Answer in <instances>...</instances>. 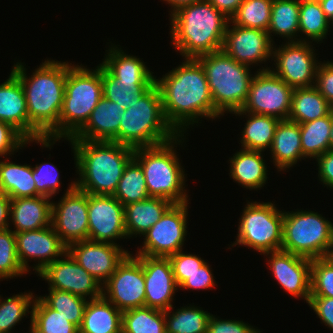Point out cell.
<instances>
[{
  "label": "cell",
  "instance_id": "55",
  "mask_svg": "<svg viewBox=\"0 0 333 333\" xmlns=\"http://www.w3.org/2000/svg\"><path fill=\"white\" fill-rule=\"evenodd\" d=\"M218 11L231 19L244 0H208Z\"/></svg>",
  "mask_w": 333,
  "mask_h": 333
},
{
  "label": "cell",
  "instance_id": "48",
  "mask_svg": "<svg viewBox=\"0 0 333 333\" xmlns=\"http://www.w3.org/2000/svg\"><path fill=\"white\" fill-rule=\"evenodd\" d=\"M177 286L179 287L189 275L200 268L205 261L193 254H185L181 251L168 257Z\"/></svg>",
  "mask_w": 333,
  "mask_h": 333
},
{
  "label": "cell",
  "instance_id": "46",
  "mask_svg": "<svg viewBox=\"0 0 333 333\" xmlns=\"http://www.w3.org/2000/svg\"><path fill=\"white\" fill-rule=\"evenodd\" d=\"M310 296L333 298V264L325 257L311 260Z\"/></svg>",
  "mask_w": 333,
  "mask_h": 333
},
{
  "label": "cell",
  "instance_id": "22",
  "mask_svg": "<svg viewBox=\"0 0 333 333\" xmlns=\"http://www.w3.org/2000/svg\"><path fill=\"white\" fill-rule=\"evenodd\" d=\"M265 255L271 256L267 265L285 292L294 297H303L308 303L311 260L283 250L268 252Z\"/></svg>",
  "mask_w": 333,
  "mask_h": 333
},
{
  "label": "cell",
  "instance_id": "3",
  "mask_svg": "<svg viewBox=\"0 0 333 333\" xmlns=\"http://www.w3.org/2000/svg\"><path fill=\"white\" fill-rule=\"evenodd\" d=\"M80 179L79 190L93 195H113L134 148L114 141L69 139Z\"/></svg>",
  "mask_w": 333,
  "mask_h": 333
},
{
  "label": "cell",
  "instance_id": "15",
  "mask_svg": "<svg viewBox=\"0 0 333 333\" xmlns=\"http://www.w3.org/2000/svg\"><path fill=\"white\" fill-rule=\"evenodd\" d=\"M51 225L66 246L88 240V194L75 181L57 205L52 203Z\"/></svg>",
  "mask_w": 333,
  "mask_h": 333
},
{
  "label": "cell",
  "instance_id": "59",
  "mask_svg": "<svg viewBox=\"0 0 333 333\" xmlns=\"http://www.w3.org/2000/svg\"><path fill=\"white\" fill-rule=\"evenodd\" d=\"M329 141H330V150L333 151V115H332V125L330 130Z\"/></svg>",
  "mask_w": 333,
  "mask_h": 333
},
{
  "label": "cell",
  "instance_id": "53",
  "mask_svg": "<svg viewBox=\"0 0 333 333\" xmlns=\"http://www.w3.org/2000/svg\"><path fill=\"white\" fill-rule=\"evenodd\" d=\"M308 304L318 315L320 320L333 331V298L310 296Z\"/></svg>",
  "mask_w": 333,
  "mask_h": 333
},
{
  "label": "cell",
  "instance_id": "45",
  "mask_svg": "<svg viewBox=\"0 0 333 333\" xmlns=\"http://www.w3.org/2000/svg\"><path fill=\"white\" fill-rule=\"evenodd\" d=\"M26 273L18 259L15 232L9 228L0 230V279Z\"/></svg>",
  "mask_w": 333,
  "mask_h": 333
},
{
  "label": "cell",
  "instance_id": "13",
  "mask_svg": "<svg viewBox=\"0 0 333 333\" xmlns=\"http://www.w3.org/2000/svg\"><path fill=\"white\" fill-rule=\"evenodd\" d=\"M102 296L121 312L145 306L143 266L130 252L102 285Z\"/></svg>",
  "mask_w": 333,
  "mask_h": 333
},
{
  "label": "cell",
  "instance_id": "12",
  "mask_svg": "<svg viewBox=\"0 0 333 333\" xmlns=\"http://www.w3.org/2000/svg\"><path fill=\"white\" fill-rule=\"evenodd\" d=\"M188 202L172 204L163 216L143 234L145 241L136 255L169 257L183 250L187 233Z\"/></svg>",
  "mask_w": 333,
  "mask_h": 333
},
{
  "label": "cell",
  "instance_id": "34",
  "mask_svg": "<svg viewBox=\"0 0 333 333\" xmlns=\"http://www.w3.org/2000/svg\"><path fill=\"white\" fill-rule=\"evenodd\" d=\"M299 125L303 160L307 157L316 159L330 150L329 136L332 125V112L322 118Z\"/></svg>",
  "mask_w": 333,
  "mask_h": 333
},
{
  "label": "cell",
  "instance_id": "54",
  "mask_svg": "<svg viewBox=\"0 0 333 333\" xmlns=\"http://www.w3.org/2000/svg\"><path fill=\"white\" fill-rule=\"evenodd\" d=\"M316 159L320 181L323 185L333 188V151L328 150Z\"/></svg>",
  "mask_w": 333,
  "mask_h": 333
},
{
  "label": "cell",
  "instance_id": "33",
  "mask_svg": "<svg viewBox=\"0 0 333 333\" xmlns=\"http://www.w3.org/2000/svg\"><path fill=\"white\" fill-rule=\"evenodd\" d=\"M299 13L300 3L297 0H273L271 19L268 29L269 37L271 33L286 37L288 42H302L295 38L299 33ZM294 38V39H293Z\"/></svg>",
  "mask_w": 333,
  "mask_h": 333
},
{
  "label": "cell",
  "instance_id": "32",
  "mask_svg": "<svg viewBox=\"0 0 333 333\" xmlns=\"http://www.w3.org/2000/svg\"><path fill=\"white\" fill-rule=\"evenodd\" d=\"M0 190L10 199L41 196L32 176V166L0 161Z\"/></svg>",
  "mask_w": 333,
  "mask_h": 333
},
{
  "label": "cell",
  "instance_id": "47",
  "mask_svg": "<svg viewBox=\"0 0 333 333\" xmlns=\"http://www.w3.org/2000/svg\"><path fill=\"white\" fill-rule=\"evenodd\" d=\"M32 176L35 181L37 192L41 196L51 199L54 194L59 192L60 176L58 168L53 164L42 163L32 167Z\"/></svg>",
  "mask_w": 333,
  "mask_h": 333
},
{
  "label": "cell",
  "instance_id": "36",
  "mask_svg": "<svg viewBox=\"0 0 333 333\" xmlns=\"http://www.w3.org/2000/svg\"><path fill=\"white\" fill-rule=\"evenodd\" d=\"M118 47H110L103 65L117 78L122 80H155L153 74L136 56H130Z\"/></svg>",
  "mask_w": 333,
  "mask_h": 333
},
{
  "label": "cell",
  "instance_id": "4",
  "mask_svg": "<svg viewBox=\"0 0 333 333\" xmlns=\"http://www.w3.org/2000/svg\"><path fill=\"white\" fill-rule=\"evenodd\" d=\"M171 39L185 58H197L222 50L230 19L208 0L179 8L171 15Z\"/></svg>",
  "mask_w": 333,
  "mask_h": 333
},
{
  "label": "cell",
  "instance_id": "27",
  "mask_svg": "<svg viewBox=\"0 0 333 333\" xmlns=\"http://www.w3.org/2000/svg\"><path fill=\"white\" fill-rule=\"evenodd\" d=\"M171 201L158 197H149L124 206L127 237L147 232L172 205Z\"/></svg>",
  "mask_w": 333,
  "mask_h": 333
},
{
  "label": "cell",
  "instance_id": "49",
  "mask_svg": "<svg viewBox=\"0 0 333 333\" xmlns=\"http://www.w3.org/2000/svg\"><path fill=\"white\" fill-rule=\"evenodd\" d=\"M32 140H27L17 129L11 124L0 121V156L6 157L7 153L11 155L26 143ZM12 152V153H11Z\"/></svg>",
  "mask_w": 333,
  "mask_h": 333
},
{
  "label": "cell",
  "instance_id": "9",
  "mask_svg": "<svg viewBox=\"0 0 333 333\" xmlns=\"http://www.w3.org/2000/svg\"><path fill=\"white\" fill-rule=\"evenodd\" d=\"M333 224L313 211L284 212L281 250L310 260L326 257Z\"/></svg>",
  "mask_w": 333,
  "mask_h": 333
},
{
  "label": "cell",
  "instance_id": "38",
  "mask_svg": "<svg viewBox=\"0 0 333 333\" xmlns=\"http://www.w3.org/2000/svg\"><path fill=\"white\" fill-rule=\"evenodd\" d=\"M31 330L34 333H79V329L59 312L36 297L31 308Z\"/></svg>",
  "mask_w": 333,
  "mask_h": 333
},
{
  "label": "cell",
  "instance_id": "18",
  "mask_svg": "<svg viewBox=\"0 0 333 333\" xmlns=\"http://www.w3.org/2000/svg\"><path fill=\"white\" fill-rule=\"evenodd\" d=\"M67 252L103 285L129 254L118 244L83 240L67 246Z\"/></svg>",
  "mask_w": 333,
  "mask_h": 333
},
{
  "label": "cell",
  "instance_id": "8",
  "mask_svg": "<svg viewBox=\"0 0 333 333\" xmlns=\"http://www.w3.org/2000/svg\"><path fill=\"white\" fill-rule=\"evenodd\" d=\"M208 81L214 108L222 115L243 107L253 76L250 67L238 63L223 50L198 56ZM252 76V77H251Z\"/></svg>",
  "mask_w": 333,
  "mask_h": 333
},
{
  "label": "cell",
  "instance_id": "30",
  "mask_svg": "<svg viewBox=\"0 0 333 333\" xmlns=\"http://www.w3.org/2000/svg\"><path fill=\"white\" fill-rule=\"evenodd\" d=\"M102 86L103 96L118 103L120 107L127 109L155 84V80H122L117 79L103 64Z\"/></svg>",
  "mask_w": 333,
  "mask_h": 333
},
{
  "label": "cell",
  "instance_id": "52",
  "mask_svg": "<svg viewBox=\"0 0 333 333\" xmlns=\"http://www.w3.org/2000/svg\"><path fill=\"white\" fill-rule=\"evenodd\" d=\"M205 262L200 268L188 276V278L179 286L183 289H210L214 287L215 282L211 268Z\"/></svg>",
  "mask_w": 333,
  "mask_h": 333
},
{
  "label": "cell",
  "instance_id": "50",
  "mask_svg": "<svg viewBox=\"0 0 333 333\" xmlns=\"http://www.w3.org/2000/svg\"><path fill=\"white\" fill-rule=\"evenodd\" d=\"M207 333H261L243 321L222 320L212 314L207 324Z\"/></svg>",
  "mask_w": 333,
  "mask_h": 333
},
{
  "label": "cell",
  "instance_id": "31",
  "mask_svg": "<svg viewBox=\"0 0 333 333\" xmlns=\"http://www.w3.org/2000/svg\"><path fill=\"white\" fill-rule=\"evenodd\" d=\"M331 105L315 86L294 88L288 120L299 124L327 116Z\"/></svg>",
  "mask_w": 333,
  "mask_h": 333
},
{
  "label": "cell",
  "instance_id": "44",
  "mask_svg": "<svg viewBox=\"0 0 333 333\" xmlns=\"http://www.w3.org/2000/svg\"><path fill=\"white\" fill-rule=\"evenodd\" d=\"M33 293L16 294L4 301L0 297V333H10L12 327L26 316L29 308H32Z\"/></svg>",
  "mask_w": 333,
  "mask_h": 333
},
{
  "label": "cell",
  "instance_id": "11",
  "mask_svg": "<svg viewBox=\"0 0 333 333\" xmlns=\"http://www.w3.org/2000/svg\"><path fill=\"white\" fill-rule=\"evenodd\" d=\"M259 69L250 82L249 93L241 110L233 114L247 113L272 116L288 120L294 89L275 75L270 68Z\"/></svg>",
  "mask_w": 333,
  "mask_h": 333
},
{
  "label": "cell",
  "instance_id": "58",
  "mask_svg": "<svg viewBox=\"0 0 333 333\" xmlns=\"http://www.w3.org/2000/svg\"><path fill=\"white\" fill-rule=\"evenodd\" d=\"M321 8L326 16V18L330 21L333 19V0H320Z\"/></svg>",
  "mask_w": 333,
  "mask_h": 333
},
{
  "label": "cell",
  "instance_id": "39",
  "mask_svg": "<svg viewBox=\"0 0 333 333\" xmlns=\"http://www.w3.org/2000/svg\"><path fill=\"white\" fill-rule=\"evenodd\" d=\"M165 311L166 333H207L210 313L194 306L181 307L170 314Z\"/></svg>",
  "mask_w": 333,
  "mask_h": 333
},
{
  "label": "cell",
  "instance_id": "61",
  "mask_svg": "<svg viewBox=\"0 0 333 333\" xmlns=\"http://www.w3.org/2000/svg\"><path fill=\"white\" fill-rule=\"evenodd\" d=\"M299 3H302V2H310V1H316V2H319L320 0H297Z\"/></svg>",
  "mask_w": 333,
  "mask_h": 333
},
{
  "label": "cell",
  "instance_id": "51",
  "mask_svg": "<svg viewBox=\"0 0 333 333\" xmlns=\"http://www.w3.org/2000/svg\"><path fill=\"white\" fill-rule=\"evenodd\" d=\"M315 87L330 105L333 104V62L320 63L316 73Z\"/></svg>",
  "mask_w": 333,
  "mask_h": 333
},
{
  "label": "cell",
  "instance_id": "5",
  "mask_svg": "<svg viewBox=\"0 0 333 333\" xmlns=\"http://www.w3.org/2000/svg\"><path fill=\"white\" fill-rule=\"evenodd\" d=\"M178 135L165 117L161 94L156 84L122 114L119 144L134 149L153 147L167 143Z\"/></svg>",
  "mask_w": 333,
  "mask_h": 333
},
{
  "label": "cell",
  "instance_id": "41",
  "mask_svg": "<svg viewBox=\"0 0 333 333\" xmlns=\"http://www.w3.org/2000/svg\"><path fill=\"white\" fill-rule=\"evenodd\" d=\"M273 0H244L230 19L233 25L268 31Z\"/></svg>",
  "mask_w": 333,
  "mask_h": 333
},
{
  "label": "cell",
  "instance_id": "57",
  "mask_svg": "<svg viewBox=\"0 0 333 333\" xmlns=\"http://www.w3.org/2000/svg\"><path fill=\"white\" fill-rule=\"evenodd\" d=\"M166 1V3L168 2V4L171 5V8L173 11H171L172 13H175L179 8L184 7L186 5H190L192 3H196L197 1L200 0H164Z\"/></svg>",
  "mask_w": 333,
  "mask_h": 333
},
{
  "label": "cell",
  "instance_id": "1",
  "mask_svg": "<svg viewBox=\"0 0 333 333\" xmlns=\"http://www.w3.org/2000/svg\"><path fill=\"white\" fill-rule=\"evenodd\" d=\"M68 62L47 60L27 77L22 63L14 64L12 72L22 83L29 118V140L53 146L58 140V121L63 106ZM53 140V143L50 142Z\"/></svg>",
  "mask_w": 333,
  "mask_h": 333
},
{
  "label": "cell",
  "instance_id": "24",
  "mask_svg": "<svg viewBox=\"0 0 333 333\" xmlns=\"http://www.w3.org/2000/svg\"><path fill=\"white\" fill-rule=\"evenodd\" d=\"M0 121L11 124L29 140V118L22 83L11 71L9 78L0 84Z\"/></svg>",
  "mask_w": 333,
  "mask_h": 333
},
{
  "label": "cell",
  "instance_id": "42",
  "mask_svg": "<svg viewBox=\"0 0 333 333\" xmlns=\"http://www.w3.org/2000/svg\"><path fill=\"white\" fill-rule=\"evenodd\" d=\"M48 289L49 295L40 298L79 329L88 300L67 291Z\"/></svg>",
  "mask_w": 333,
  "mask_h": 333
},
{
  "label": "cell",
  "instance_id": "37",
  "mask_svg": "<svg viewBox=\"0 0 333 333\" xmlns=\"http://www.w3.org/2000/svg\"><path fill=\"white\" fill-rule=\"evenodd\" d=\"M122 333H166L165 311L143 306L122 312Z\"/></svg>",
  "mask_w": 333,
  "mask_h": 333
},
{
  "label": "cell",
  "instance_id": "25",
  "mask_svg": "<svg viewBox=\"0 0 333 333\" xmlns=\"http://www.w3.org/2000/svg\"><path fill=\"white\" fill-rule=\"evenodd\" d=\"M50 198L35 196L11 199L10 219L14 232L39 230L51 225L52 203Z\"/></svg>",
  "mask_w": 333,
  "mask_h": 333
},
{
  "label": "cell",
  "instance_id": "56",
  "mask_svg": "<svg viewBox=\"0 0 333 333\" xmlns=\"http://www.w3.org/2000/svg\"><path fill=\"white\" fill-rule=\"evenodd\" d=\"M10 204L9 196L0 190V230L9 228Z\"/></svg>",
  "mask_w": 333,
  "mask_h": 333
},
{
  "label": "cell",
  "instance_id": "28",
  "mask_svg": "<svg viewBox=\"0 0 333 333\" xmlns=\"http://www.w3.org/2000/svg\"><path fill=\"white\" fill-rule=\"evenodd\" d=\"M79 333H122V312L103 296L88 300Z\"/></svg>",
  "mask_w": 333,
  "mask_h": 333
},
{
  "label": "cell",
  "instance_id": "2",
  "mask_svg": "<svg viewBox=\"0 0 333 333\" xmlns=\"http://www.w3.org/2000/svg\"><path fill=\"white\" fill-rule=\"evenodd\" d=\"M155 84L161 94L165 117L179 135L185 126L198 123L199 116L212 119L221 116L214 108L205 71L195 58H186L160 80L155 79Z\"/></svg>",
  "mask_w": 333,
  "mask_h": 333
},
{
  "label": "cell",
  "instance_id": "17",
  "mask_svg": "<svg viewBox=\"0 0 333 333\" xmlns=\"http://www.w3.org/2000/svg\"><path fill=\"white\" fill-rule=\"evenodd\" d=\"M63 257L65 259L55 260L38 274L48 281L49 288L67 291L85 299L90 295V300L101 297V283L80 266L68 252H65Z\"/></svg>",
  "mask_w": 333,
  "mask_h": 333
},
{
  "label": "cell",
  "instance_id": "16",
  "mask_svg": "<svg viewBox=\"0 0 333 333\" xmlns=\"http://www.w3.org/2000/svg\"><path fill=\"white\" fill-rule=\"evenodd\" d=\"M127 237L124 205L113 195L88 194V240L117 244Z\"/></svg>",
  "mask_w": 333,
  "mask_h": 333
},
{
  "label": "cell",
  "instance_id": "29",
  "mask_svg": "<svg viewBox=\"0 0 333 333\" xmlns=\"http://www.w3.org/2000/svg\"><path fill=\"white\" fill-rule=\"evenodd\" d=\"M261 152L241 149L230 159V176L244 188L260 189L268 178Z\"/></svg>",
  "mask_w": 333,
  "mask_h": 333
},
{
  "label": "cell",
  "instance_id": "62",
  "mask_svg": "<svg viewBox=\"0 0 333 333\" xmlns=\"http://www.w3.org/2000/svg\"><path fill=\"white\" fill-rule=\"evenodd\" d=\"M331 112H332V115H333V104L331 105Z\"/></svg>",
  "mask_w": 333,
  "mask_h": 333
},
{
  "label": "cell",
  "instance_id": "6",
  "mask_svg": "<svg viewBox=\"0 0 333 333\" xmlns=\"http://www.w3.org/2000/svg\"><path fill=\"white\" fill-rule=\"evenodd\" d=\"M183 136L184 133L161 145L134 149L133 159L143 170L150 197L163 198L173 204L188 202L185 174L173 146L181 143L179 138Z\"/></svg>",
  "mask_w": 333,
  "mask_h": 333
},
{
  "label": "cell",
  "instance_id": "23",
  "mask_svg": "<svg viewBox=\"0 0 333 333\" xmlns=\"http://www.w3.org/2000/svg\"><path fill=\"white\" fill-rule=\"evenodd\" d=\"M124 110V107L103 96L92 110L86 124L70 139L119 143V126Z\"/></svg>",
  "mask_w": 333,
  "mask_h": 333
},
{
  "label": "cell",
  "instance_id": "14",
  "mask_svg": "<svg viewBox=\"0 0 333 333\" xmlns=\"http://www.w3.org/2000/svg\"><path fill=\"white\" fill-rule=\"evenodd\" d=\"M303 39L302 42H287L277 50L273 47V57L276 70L275 75L285 81L290 87L302 88L315 85L319 62L315 59L311 41Z\"/></svg>",
  "mask_w": 333,
  "mask_h": 333
},
{
  "label": "cell",
  "instance_id": "35",
  "mask_svg": "<svg viewBox=\"0 0 333 333\" xmlns=\"http://www.w3.org/2000/svg\"><path fill=\"white\" fill-rule=\"evenodd\" d=\"M246 116H248V120L242 131V149L263 152L264 149L270 148L280 120L272 116L253 113H248Z\"/></svg>",
  "mask_w": 333,
  "mask_h": 333
},
{
  "label": "cell",
  "instance_id": "19",
  "mask_svg": "<svg viewBox=\"0 0 333 333\" xmlns=\"http://www.w3.org/2000/svg\"><path fill=\"white\" fill-rule=\"evenodd\" d=\"M15 236L18 259L26 272L29 258L38 259V264L33 269L40 273L67 252V246L60 240L52 225L39 230L15 233Z\"/></svg>",
  "mask_w": 333,
  "mask_h": 333
},
{
  "label": "cell",
  "instance_id": "60",
  "mask_svg": "<svg viewBox=\"0 0 333 333\" xmlns=\"http://www.w3.org/2000/svg\"><path fill=\"white\" fill-rule=\"evenodd\" d=\"M325 258L333 264V245L329 248Z\"/></svg>",
  "mask_w": 333,
  "mask_h": 333
},
{
  "label": "cell",
  "instance_id": "21",
  "mask_svg": "<svg viewBox=\"0 0 333 333\" xmlns=\"http://www.w3.org/2000/svg\"><path fill=\"white\" fill-rule=\"evenodd\" d=\"M225 32L222 50L247 66L266 62L273 54V42L267 31L234 25ZM257 62V63H256Z\"/></svg>",
  "mask_w": 333,
  "mask_h": 333
},
{
  "label": "cell",
  "instance_id": "7",
  "mask_svg": "<svg viewBox=\"0 0 333 333\" xmlns=\"http://www.w3.org/2000/svg\"><path fill=\"white\" fill-rule=\"evenodd\" d=\"M96 70L72 65L67 72L63 106L58 121V139L72 138L87 122L103 97L102 66Z\"/></svg>",
  "mask_w": 333,
  "mask_h": 333
},
{
  "label": "cell",
  "instance_id": "10",
  "mask_svg": "<svg viewBox=\"0 0 333 333\" xmlns=\"http://www.w3.org/2000/svg\"><path fill=\"white\" fill-rule=\"evenodd\" d=\"M234 245L251 247L262 254L281 250L284 212L274 203L247 202Z\"/></svg>",
  "mask_w": 333,
  "mask_h": 333
},
{
  "label": "cell",
  "instance_id": "26",
  "mask_svg": "<svg viewBox=\"0 0 333 333\" xmlns=\"http://www.w3.org/2000/svg\"><path fill=\"white\" fill-rule=\"evenodd\" d=\"M274 165L278 169L287 170L303 157L299 123L280 120L276 126L270 147Z\"/></svg>",
  "mask_w": 333,
  "mask_h": 333
},
{
  "label": "cell",
  "instance_id": "40",
  "mask_svg": "<svg viewBox=\"0 0 333 333\" xmlns=\"http://www.w3.org/2000/svg\"><path fill=\"white\" fill-rule=\"evenodd\" d=\"M113 196L124 206L150 197L143 170L134 159L125 167Z\"/></svg>",
  "mask_w": 333,
  "mask_h": 333
},
{
  "label": "cell",
  "instance_id": "43",
  "mask_svg": "<svg viewBox=\"0 0 333 333\" xmlns=\"http://www.w3.org/2000/svg\"><path fill=\"white\" fill-rule=\"evenodd\" d=\"M330 23L326 18L320 2L310 1L300 3L299 32L308 39L320 42L326 38Z\"/></svg>",
  "mask_w": 333,
  "mask_h": 333
},
{
  "label": "cell",
  "instance_id": "20",
  "mask_svg": "<svg viewBox=\"0 0 333 333\" xmlns=\"http://www.w3.org/2000/svg\"><path fill=\"white\" fill-rule=\"evenodd\" d=\"M143 266L145 279V306L167 311L178 286L168 257L135 255Z\"/></svg>",
  "mask_w": 333,
  "mask_h": 333
}]
</instances>
